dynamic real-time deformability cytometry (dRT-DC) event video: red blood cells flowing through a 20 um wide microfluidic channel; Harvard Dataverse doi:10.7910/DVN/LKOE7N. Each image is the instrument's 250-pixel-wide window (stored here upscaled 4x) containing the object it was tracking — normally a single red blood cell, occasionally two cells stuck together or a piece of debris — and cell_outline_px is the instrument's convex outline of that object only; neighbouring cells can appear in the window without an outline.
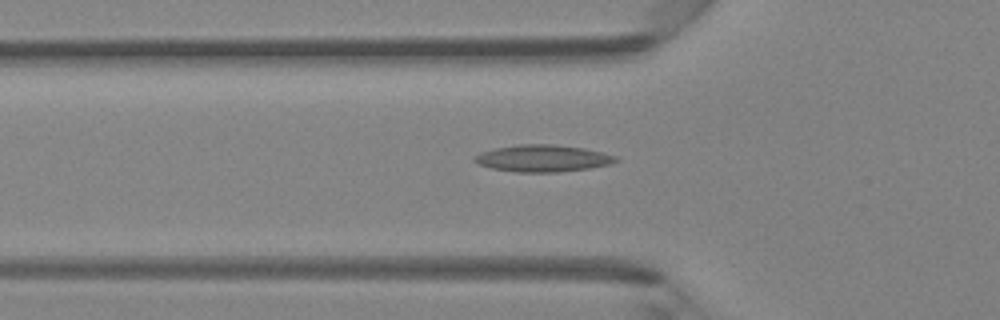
{"species": "Egyptian fruit bat (a non-hibernating species)", "species_latin": "Rousettus aegyptiacus", "temperature_condition": "room temperature", "stored_images_in_passage": 41, "camera_frame_rate_fps": 3000, "um_per_image_px": 0.085, "animal": {"sex": "female"}, "frame": {"image": 1, "passage_image": 14, "time_ms": 4.333, "image_size_px": [1000, 320], "cell_outline_px": [[620, 160], [612, 164], [588, 168], [560, 172], [516, 172], [492, 168], [480, 164], [472, 160], [480, 152], [496, 148], [520, 144], [552, 144], [584, 148], [616, 156]], "centroid_in_image_um": [46.16, 13.46], "position_along_channel_um": 79.6, "area_um2": 22.02}}
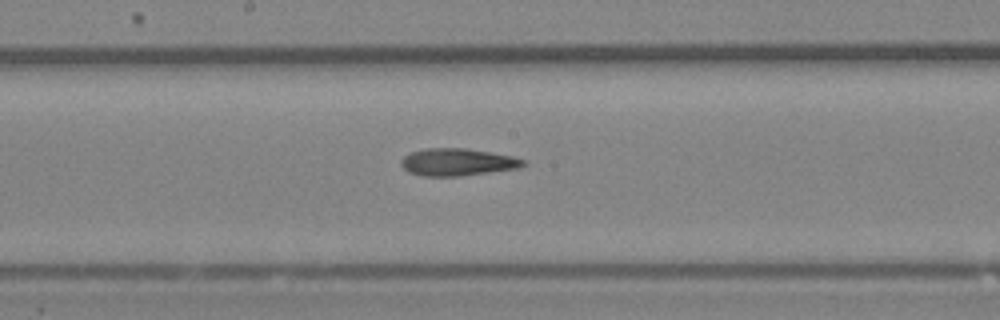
{"frame": {"image": 2, "passage_image": 23, "time_ms": 7.333, "image_size_px": [1000, 320], "cell_outline_px": [[528, 164], [520, 168], [460, 176], [420, 176], [408, 172], [400, 164], [400, 160], [408, 152], [424, 148], [464, 148], [512, 156], [528, 160]], "centroid_in_image_um": [38.88, 13.78], "position_along_channel_um": 209.3, "area_um2": 19.71}}
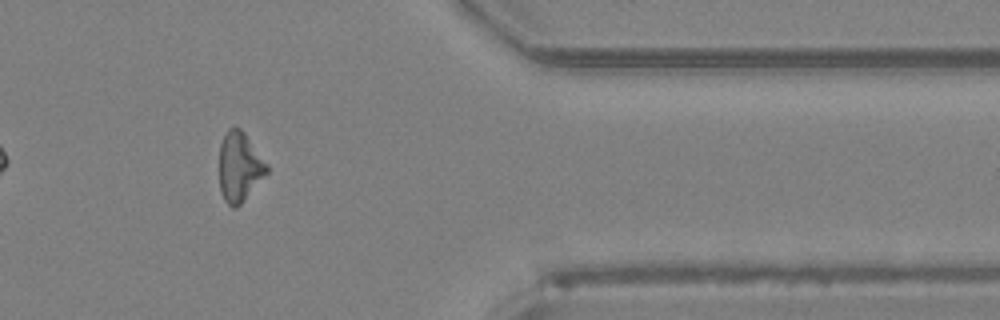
{"frame": {"image": 3, "passage_image": 37, "time_ms": 12.0, "image_size_px": [1000, 320], "cell_outline_px": [[268, 172], [240, 204], [236, 208], [232, 208], [224, 200], [220, 192], [220, 144], [228, 128], [240, 128], [244, 132], [268, 164]], "centroid_in_image_um": [20.36, 14.19], "position_along_channel_um": 391.0, "area_um2": 19.07}, "authors_computed_cell_mechanics": {"area_um2": 19.7098, "velocity_mm_per_s": 4.3242, "shape_relaxation_time_tau1_ms": null, "shape_relaxation_time_tau2_ms": 1.9411, "deformation_change_tau1": null, "deformation_change_tau2": 0.1181}}